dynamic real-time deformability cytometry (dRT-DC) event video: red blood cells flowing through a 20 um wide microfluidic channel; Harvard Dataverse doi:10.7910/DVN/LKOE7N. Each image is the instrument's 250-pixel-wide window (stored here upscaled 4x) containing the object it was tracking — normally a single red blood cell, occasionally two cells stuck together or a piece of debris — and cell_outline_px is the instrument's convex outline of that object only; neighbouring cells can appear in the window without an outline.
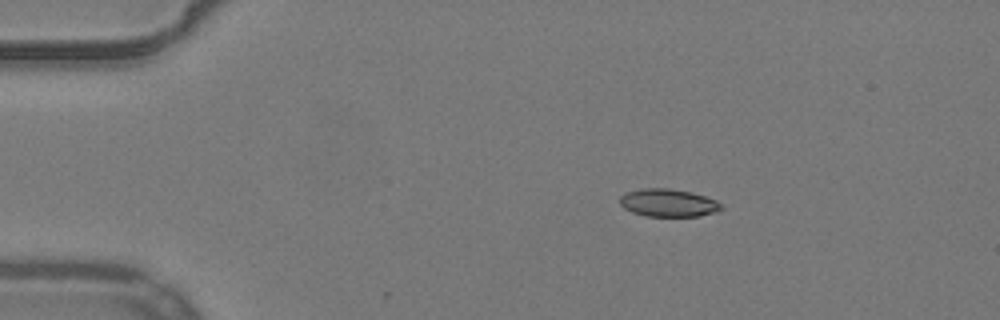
{"species": "common noctule bat (a hibernating species)", "species_latin": "Nyctalus noctula", "temperature_condition": "warm", "stored_images_in_passage": 3, "camera_frame_rate_fps": 3000, "um_per_image_px": 0.085, "animal": {"sex": "male", "body_mass_g": 19.2, "forearm_length_mm": 51.8}, "frame": {"image": 1, "passage_image": 1, "time_ms": 0.0, "image_size_px": [1000, 320], "cell_outline_px": [[724, 208], [716, 212], [700, 216], [644, 216], [632, 212], [624, 208], [620, 204], [620, 196], [624, 192], [640, 188], [668, 188], [692, 192], [716, 200]], "centroid_in_image_um": [56.78, 17.24], "position_along_channel_um": 28.2, "area_um2": 16.59}}